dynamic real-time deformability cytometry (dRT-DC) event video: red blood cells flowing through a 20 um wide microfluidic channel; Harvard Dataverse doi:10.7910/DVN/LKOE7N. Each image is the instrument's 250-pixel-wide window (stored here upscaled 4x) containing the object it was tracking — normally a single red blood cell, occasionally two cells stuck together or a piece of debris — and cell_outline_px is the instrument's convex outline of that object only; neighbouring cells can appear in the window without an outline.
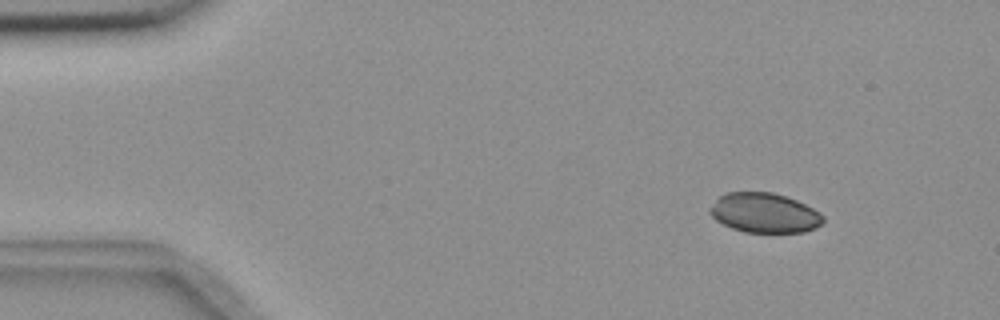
{"species": "common noctule bat (a hibernating species)", "species_latin": "Nyctalus noctula", "temperature_condition": "room temperature", "stored_images_in_passage": 4, "camera_frame_rate_fps": 3000, "um_per_image_px": 0.085, "animal": {"sex": "female", "body_mass_g": 18.4}, "frame": {"image": 1, "passage_image": 2, "time_ms": 1.0, "image_size_px": [1000, 320], "cell_outline_px": [[824, 220], [820, 224], [804, 232], [744, 232], [732, 228], [716, 220], [708, 212], [708, 208], [720, 196], [728, 192], [772, 192], [788, 196], [820, 212], [824, 216]], "centroid_in_image_um": [64.96, 18.09], "position_along_channel_um": 20.0, "area_um2": 26.13}}